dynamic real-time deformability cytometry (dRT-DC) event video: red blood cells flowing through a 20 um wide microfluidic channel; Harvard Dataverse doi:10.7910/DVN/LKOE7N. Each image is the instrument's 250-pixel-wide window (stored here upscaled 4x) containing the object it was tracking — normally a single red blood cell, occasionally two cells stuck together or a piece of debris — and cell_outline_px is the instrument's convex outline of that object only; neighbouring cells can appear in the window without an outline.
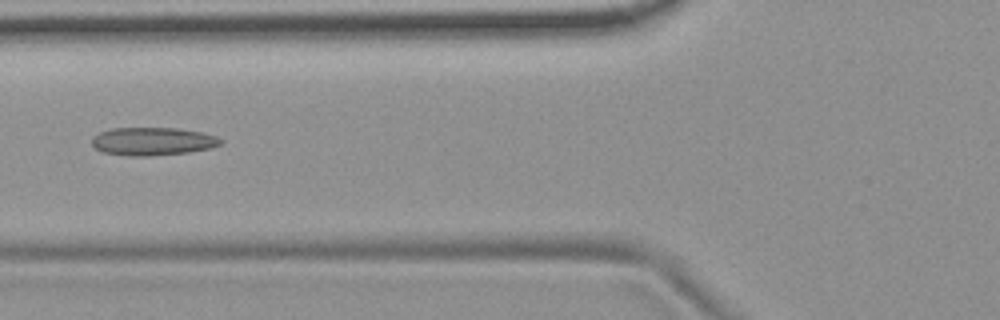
{"species": "common noctule bat (a hibernating species)", "species_latin": "Nyctalus noctula", "temperature_condition": "room temperature", "stored_images_in_passage": 4, "camera_frame_rate_fps": 3000, "um_per_image_px": 0.085, "animal": {"sex": "female", "body_mass_g": 19.9}, "frame": {"image": 1, "passage_image": 2, "time_ms": 1.333, "image_size_px": [1000, 320], "cell_outline_px": [[224, 140], [220, 144], [208, 148], [188, 152], [148, 156], [128, 156], [100, 152], [92, 144], [92, 136], [100, 132], [112, 128], [176, 128], [200, 132], [216, 136]], "centroid_in_image_um": [12.93, 12.01], "position_along_channel_um": 112.9, "area_um2": 20.98}}
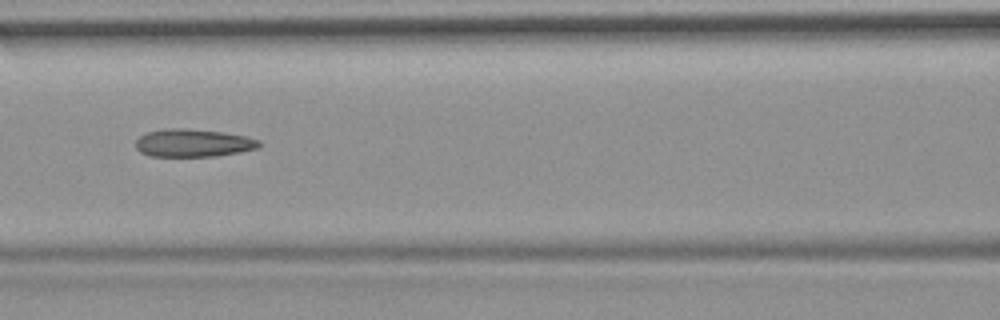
{"frame": {"image": 2, "passage_image": 3, "time_ms": 2.333, "image_size_px": [1000, 320], "cell_outline_px": [[260, 144], [256, 148], [240, 152], [216, 156], [148, 156], [140, 152], [136, 148], [136, 140], [140, 136], [148, 132], [164, 128], [184, 128], [224, 132], [244, 136], [260, 140]], "centroid_in_image_um": [16.39, 12.15], "position_along_channel_um": 150.2, "area_um2": 20.0}}